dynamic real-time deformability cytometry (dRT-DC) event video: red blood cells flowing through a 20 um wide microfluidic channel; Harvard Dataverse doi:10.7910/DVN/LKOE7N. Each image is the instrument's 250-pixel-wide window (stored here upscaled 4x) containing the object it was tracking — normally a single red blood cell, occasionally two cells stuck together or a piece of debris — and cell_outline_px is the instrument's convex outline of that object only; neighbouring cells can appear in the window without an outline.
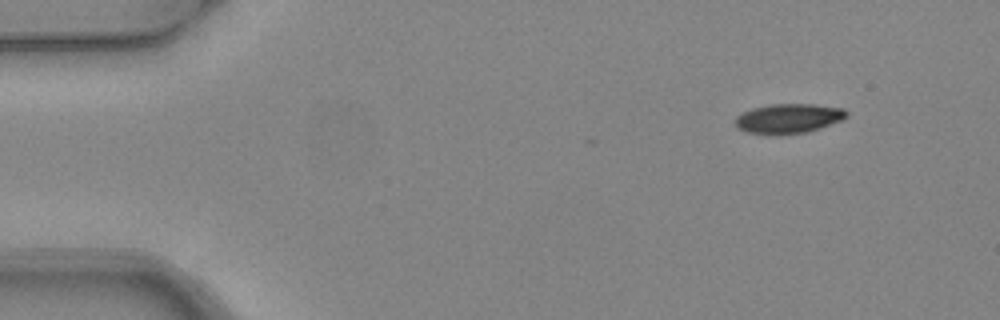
{"species": "common noctule bat (a hibernating species)", "species_latin": "Nyctalus noctula", "temperature_condition": "warm", "stored_images_in_passage": 3, "camera_frame_rate_fps": 3000, "um_per_image_px": 0.085, "animal": {"sex": "female", "body_mass_g": 24.6, "forearm_length_mm": 56.2}, "frame": {"image": 1, "passage_image": 1, "time_ms": 0.0, "image_size_px": [1000, 320], "cell_outline_px": [[848, 116], [840, 120], [808, 132], [776, 136], [768, 136], [748, 132], [736, 128], [736, 116], [752, 108], [768, 104], [816, 104], [844, 108], [848, 112]], "centroid_in_image_um": [67.0, 10.08], "position_along_channel_um": 18.0, "area_um2": 19.54}}